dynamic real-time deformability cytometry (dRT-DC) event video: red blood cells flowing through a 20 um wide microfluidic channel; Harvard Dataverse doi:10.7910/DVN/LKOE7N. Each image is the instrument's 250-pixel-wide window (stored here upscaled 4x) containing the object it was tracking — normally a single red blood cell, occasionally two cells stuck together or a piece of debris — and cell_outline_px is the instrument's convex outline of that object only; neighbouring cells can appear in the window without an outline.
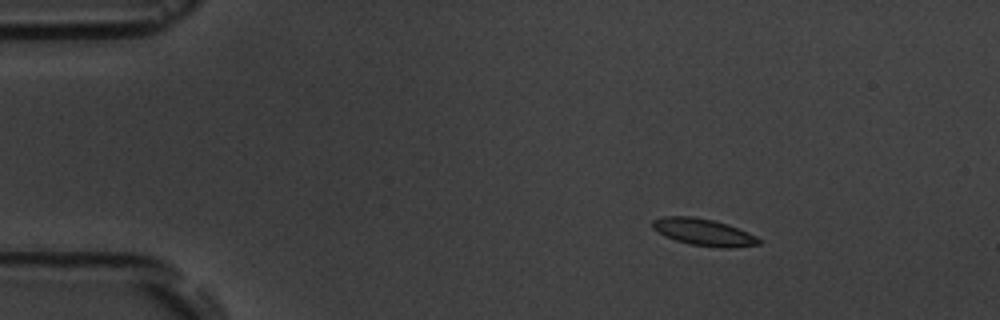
{"species": "common noctule bat (a hibernating species)", "species_latin": "Nyctalus noctula", "temperature_condition": "room temperature", "stored_images_in_passage": 6, "camera_frame_rate_fps": 3000, "um_per_image_px": 0.085, "animal": {"sex": "male", "body_mass_g": 19.5, "forearm_length_mm": 54.6}, "frame": {"image": 1, "passage_image": 2, "time_ms": 1.0, "image_size_px": [1000, 320], "cell_outline_px": [[764, 240], [760, 244], [732, 248], [724, 248], [688, 244], [664, 236], [652, 228], [652, 220], [664, 216], [692, 216], [712, 220], [728, 224], [748, 232]], "centroid_in_image_um": [59.82, 19.74], "position_along_channel_um": 25.2, "area_um2": 16.82}}
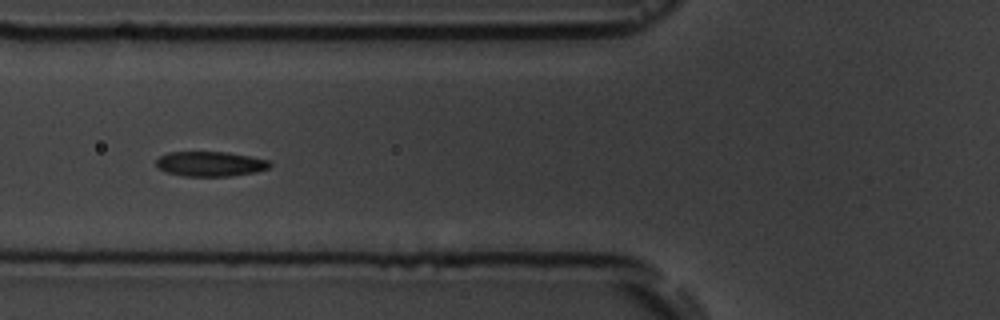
{"frame": {"image": 2, "passage_image": 5, "time_ms": 5.333, "image_size_px": [1000, 320], "cell_outline_px": [[272, 164], [268, 168], [256, 172], [232, 176], [184, 176], [168, 172], [156, 168], [156, 160], [160, 156], [168, 152], [228, 152], [268, 160]], "centroid_in_image_um": [17.86, 13.93], "position_along_channel_um": 107.9, "area_um2": 16.47}}
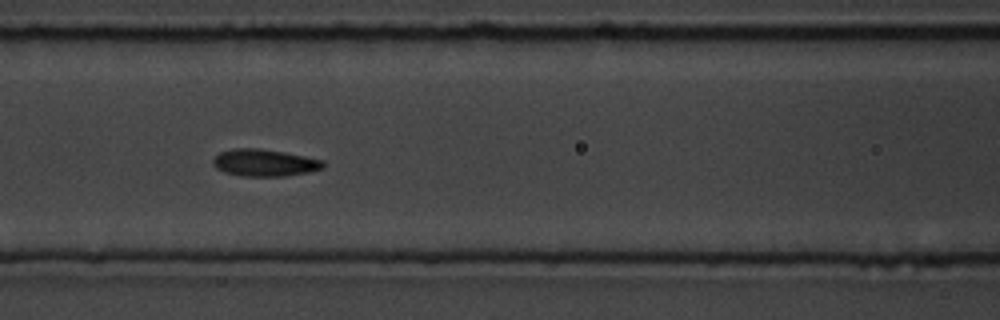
{"frame": {"image": 3, "passage_image": 6, "time_ms": 6.333, "image_size_px": [1000, 320], "cell_outline_px": [[324, 168], [308, 172], [284, 176], [244, 176], [224, 172], [216, 168], [212, 164], [212, 160], [220, 152], [236, 148], [260, 148], [284, 152], [324, 160]], "centroid_in_image_um": [22.48, 13.83], "position_along_channel_um": 144.1, "area_um2": 17.34}}